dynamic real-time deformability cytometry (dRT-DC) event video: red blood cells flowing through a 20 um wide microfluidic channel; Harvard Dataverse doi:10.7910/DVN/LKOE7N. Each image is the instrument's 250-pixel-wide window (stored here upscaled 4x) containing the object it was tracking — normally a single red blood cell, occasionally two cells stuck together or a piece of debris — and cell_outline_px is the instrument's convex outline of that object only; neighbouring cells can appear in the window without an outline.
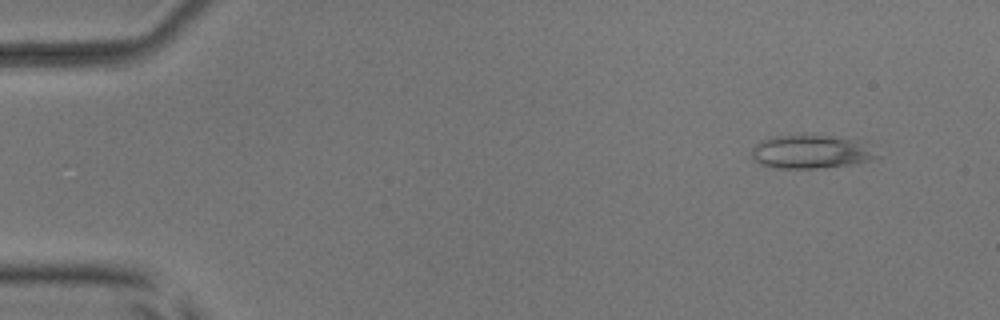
{"species": "common noctule bat (a hibernating species)", "species_latin": "Nyctalus noctula", "temperature_condition": "room temperature", "stored_images_in_passage": 51, "camera_frame_rate_fps": 3000, "um_per_image_px": 0.085, "animal": {"sex": "male", "body_mass_g": 17.9, "forearm_length_mm": 54.2}, "frame": {"image": 1, "passage_image": 2, "time_ms": 0.333, "image_size_px": [1000, 320], "cell_outline_px": [[880, 156], [872, 160], [852, 164], [816, 168], [772, 168], [760, 164], [752, 156], [752, 148], [760, 140], [772, 136], [800, 132], [856, 140]], "centroid_in_image_um": [68.83, 12.87], "position_along_channel_um": 16.2, "area_um2": 24.68}}
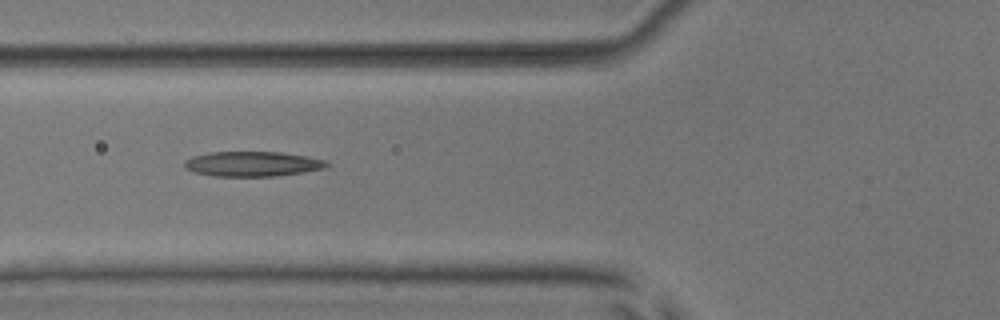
{"frame": {"image": 2, "passage_image": 18, "time_ms": 5.667, "image_size_px": [1000, 320], "cell_outline_px": [[332, 164], [324, 168], [304, 172], [276, 176], [212, 176], [192, 172], [184, 168], [184, 160], [192, 156], [208, 152], [280, 152], [308, 156], [328, 160]], "centroid_in_image_um": [21.46, 13.93], "position_along_channel_um": 104.3, "area_um2": 21.04}}
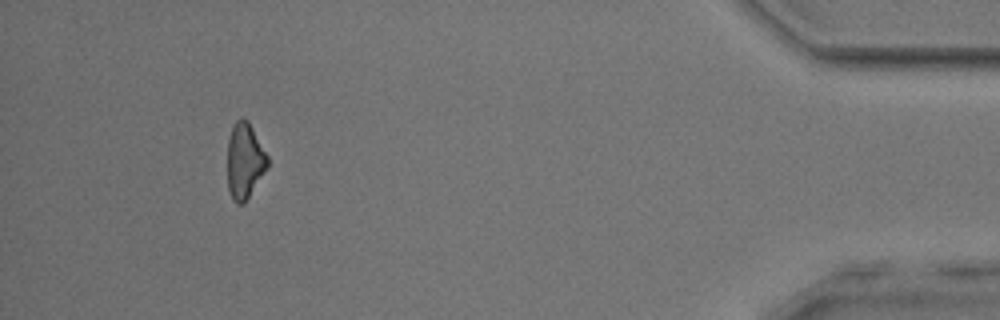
{"frame": {"image": 3, "passage_image": 47, "time_ms": 15.333, "image_size_px": [1000, 320], "cell_outline_px": [[268, 168], [244, 204], [236, 204], [232, 200], [228, 188], [228, 140], [232, 128], [236, 120], [240, 116], [248, 120], [268, 156]], "centroid_in_image_um": [20.8, 13.69], "position_along_channel_um": 414.4, "area_um2": 17.86}, "authors_computed_cell_mechanics": {"area_um2": 19.7098, "velocity_mm_per_s": 3.861, "shape_relaxation_time_tau1_ms": null, "shape_relaxation_time_tau2_ms": 10.9502, "deformation_change_tau1": null, "deformation_change_tau2": 0.316}}